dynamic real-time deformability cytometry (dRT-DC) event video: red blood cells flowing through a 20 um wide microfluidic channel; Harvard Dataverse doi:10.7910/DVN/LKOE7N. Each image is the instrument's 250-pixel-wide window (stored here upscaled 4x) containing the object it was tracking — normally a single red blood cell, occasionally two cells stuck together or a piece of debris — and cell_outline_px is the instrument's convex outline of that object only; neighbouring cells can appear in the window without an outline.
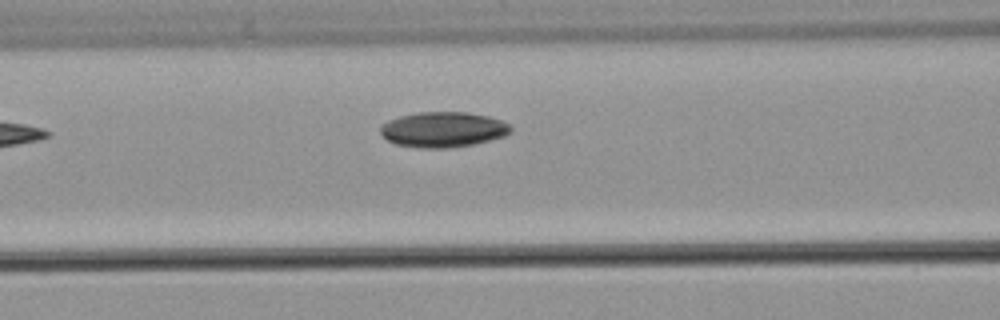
{"species": "common noctule bat (a hibernating species)", "species_latin": "Nyctalus noctula", "temperature_condition": "warm", "stored_images_in_passage": 6, "camera_frame_rate_fps": 3000, "um_per_image_px": 0.085, "animal": {"sex": "male", "body_mass_g": 21.5, "forearm_length_mm": 52.0}, "frame": {"image": 1, "passage_image": 5, "time_ms": 5.0, "image_size_px": [1000, 320], "cell_outline_px": [[512, 132], [504, 136], [472, 144], [452, 148], [416, 148], [396, 144], [388, 140], [380, 132], [380, 128], [388, 120], [400, 116], [416, 112], [468, 112], [488, 116], [500, 120], [508, 124], [512, 128]], "centroid_in_image_um": [37.66, 11.01], "position_along_channel_um": 128.9, "area_um2": 26.82}}